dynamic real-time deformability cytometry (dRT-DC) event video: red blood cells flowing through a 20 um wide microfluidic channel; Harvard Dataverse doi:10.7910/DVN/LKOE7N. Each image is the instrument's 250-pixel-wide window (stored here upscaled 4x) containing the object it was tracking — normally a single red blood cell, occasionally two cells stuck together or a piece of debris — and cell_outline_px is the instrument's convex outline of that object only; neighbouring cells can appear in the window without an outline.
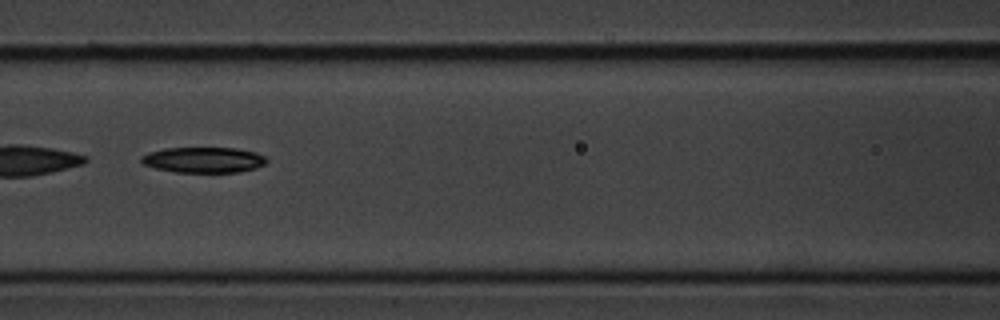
{"species": "common noctule bat (a hibernating species)", "species_latin": "Nyctalus noctula", "temperature_condition": "cold", "stored_images_in_passage": 54, "camera_frame_rate_fps": 3000, "um_per_image_px": 0.085, "animal": {"sex": "male", "body_mass_g": 20.1, "forearm_length_mm": 53.5}, "frame": {"image": 1, "passage_image": 24, "time_ms": 7.667, "image_size_px": [1000, 320], "cell_outline_px": [[268, 160], [264, 164], [256, 168], [236, 172], [176, 172], [156, 168], [144, 164], [140, 160], [140, 156], [148, 152], [164, 148], [236, 148], [256, 152], [264, 156]], "centroid_in_image_um": [17.29, 13.58], "position_along_channel_um": 149.3, "area_um2": 18.67}}
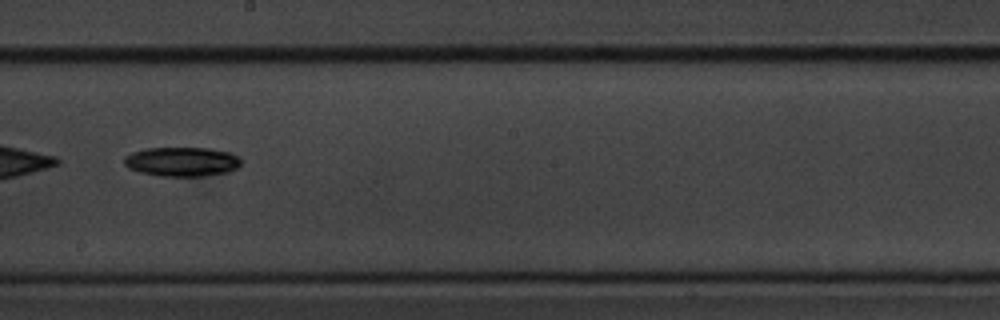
{"frame": {"image": 2, "passage_image": 31, "time_ms": 10.0, "image_size_px": [1000, 320], "cell_outline_px": [[240, 164], [236, 168], [228, 172], [200, 176], [160, 176], [140, 172], [128, 168], [124, 164], [124, 156], [132, 152], [144, 148], [208, 148], [232, 152], [240, 156]], "centroid_in_image_um": [15.46, 13.73], "position_along_channel_um": 232.7, "area_um2": 20.11}}
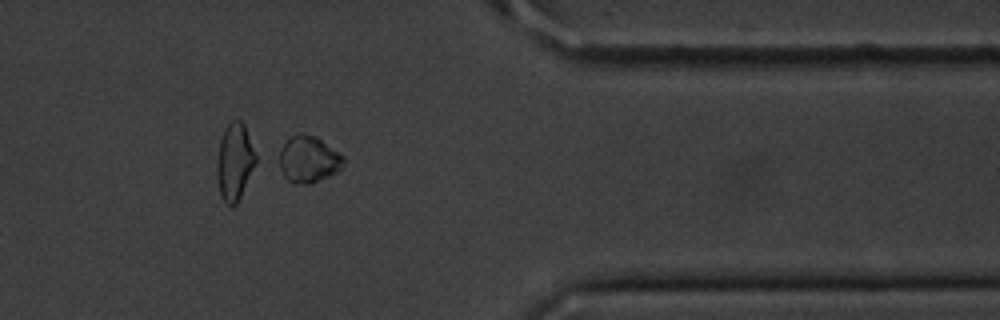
{"frame": {"image": 3, "passage_image": 45, "time_ms": 14.667, "image_size_px": [1000, 320], "cell_outline_px": [[344, 164], [336, 172], [328, 176], [308, 184], [292, 184], [284, 176], [280, 168], [280, 152], [284, 144], [292, 136], [300, 132], [304, 132], [316, 136], [344, 156]], "centroid_in_image_um": [26.23, 13.54], "position_along_channel_um": 385.2, "area_um2": 17.34}, "authors_computed_cell_mechanics": {"area_um2": 19.9988, "velocity_mm_per_s": 3.5831, "shape_relaxation_time_tau1_ms": 3.6219, "shape_relaxation_time_tau2_ms": null, "deformation_change_tau1": 0.1301, "deformation_change_tau2": null}}